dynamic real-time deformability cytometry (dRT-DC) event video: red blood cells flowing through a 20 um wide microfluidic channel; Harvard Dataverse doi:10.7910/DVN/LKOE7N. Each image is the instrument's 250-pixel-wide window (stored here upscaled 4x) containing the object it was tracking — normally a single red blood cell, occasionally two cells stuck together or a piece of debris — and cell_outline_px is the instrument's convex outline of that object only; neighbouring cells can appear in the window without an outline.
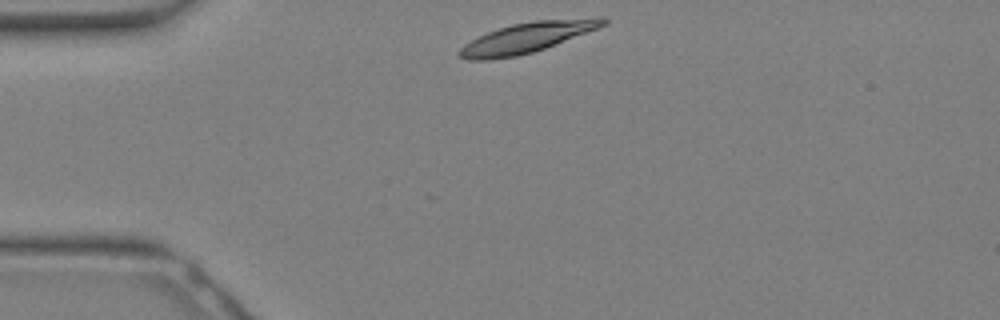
{"species": "Egyptian fruit bat (a non-hibernating species)", "species_latin": "Rousettus aegyptiacus", "temperature_condition": "warm", "stored_images_in_passage": 26, "camera_frame_rate_fps": 3000, "um_per_image_px": 0.085, "animal": {"sex": "female"}, "frame": {"image": 1, "passage_image": 1, "time_ms": 0.0, "image_size_px": [1000, 320], "cell_outline_px": [[608, 24], [544, 48], [532, 52], [516, 56], [488, 60], [468, 60], [460, 56], [460, 48], [464, 44], [488, 32], [512, 24], [532, 20], [596, 16], [604, 16], [608, 20]], "centroid_in_image_um": [44.88, 3.16], "position_along_channel_um": 40.1, "area_um2": 25.26}}
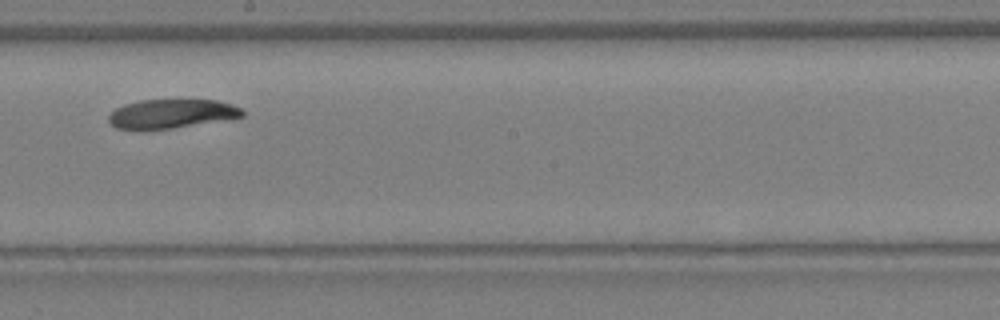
{"frame": {"image": 2, "passage_image": 12, "time_ms": 3.667, "image_size_px": [1000, 320], "cell_outline_px": [[244, 116], [168, 128], [116, 128], [108, 120], [108, 116], [116, 108], [124, 104], [140, 100], [216, 100], [240, 108], [244, 112]], "centroid_in_image_um": [14.54, 9.64], "position_along_channel_um": 233.7, "area_um2": 21.73}}
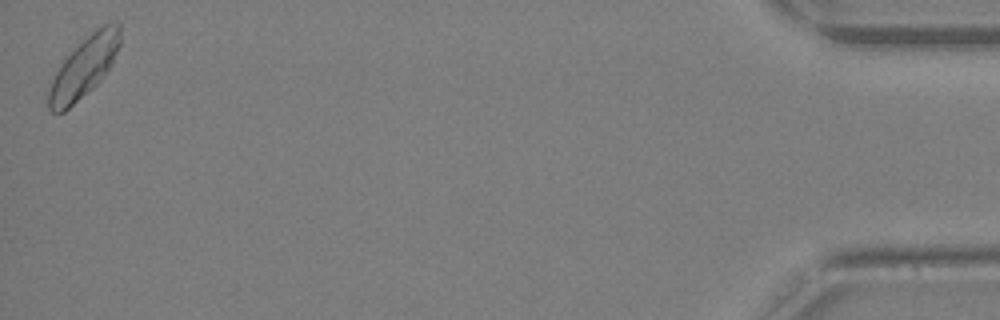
{"frame": {"image": 3, "passage_image": 26, "time_ms": 8.333, "image_size_px": [1000, 320], "cell_outline_px": [[120, 44], [112, 64], [108, 72], [92, 88], [64, 112], [56, 116], [48, 108], [48, 88], [60, 64], [96, 28], [104, 24], [120, 24]], "centroid_in_image_um": [7.13, 5.77], "position_along_channel_um": 428.1, "area_um2": 24.8}}